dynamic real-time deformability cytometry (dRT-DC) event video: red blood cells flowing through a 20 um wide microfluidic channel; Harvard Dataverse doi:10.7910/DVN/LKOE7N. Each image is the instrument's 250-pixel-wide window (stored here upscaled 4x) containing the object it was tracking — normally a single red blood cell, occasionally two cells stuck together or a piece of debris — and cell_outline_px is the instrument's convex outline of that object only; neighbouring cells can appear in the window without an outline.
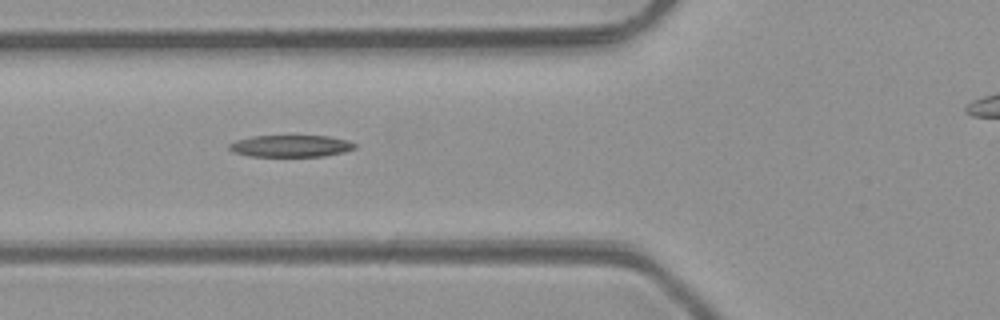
{"species": "common noctule bat (a hibernating species)", "species_latin": "Nyctalus noctula", "temperature_condition": "room temperature", "stored_images_in_passage": 3, "camera_frame_rate_fps": 3000, "um_per_image_px": 0.085, "animal": {"sex": "male", "body_mass_g": 23.1, "forearm_length_mm": 52.7}, "frame": {"image": 1, "passage_image": 2, "time_ms": 1.0, "image_size_px": [1000, 320], "cell_outline_px": [[356, 148], [344, 152], [324, 156], [248, 156], [232, 152], [228, 148], [228, 144], [236, 140], [252, 136], [328, 136], [348, 140], [356, 144]], "centroid_in_image_um": [24.7, 12.41], "position_along_channel_um": 101.1, "area_um2": 16.07}}
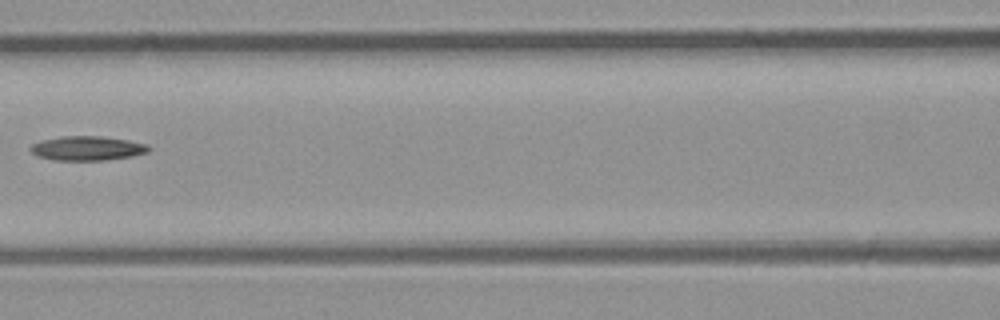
{"frame": {"image": 2, "passage_image": 3, "time_ms": 2.333, "image_size_px": [1000, 320], "cell_outline_px": [[152, 148], [148, 152], [132, 156], [104, 160], [56, 160], [40, 156], [32, 152], [28, 148], [32, 144], [40, 140], [60, 136], [100, 136], [128, 140], [148, 144]], "centroid_in_image_um": [7.44, 12.59], "position_along_channel_um": 159.2, "area_um2": 16.76}}